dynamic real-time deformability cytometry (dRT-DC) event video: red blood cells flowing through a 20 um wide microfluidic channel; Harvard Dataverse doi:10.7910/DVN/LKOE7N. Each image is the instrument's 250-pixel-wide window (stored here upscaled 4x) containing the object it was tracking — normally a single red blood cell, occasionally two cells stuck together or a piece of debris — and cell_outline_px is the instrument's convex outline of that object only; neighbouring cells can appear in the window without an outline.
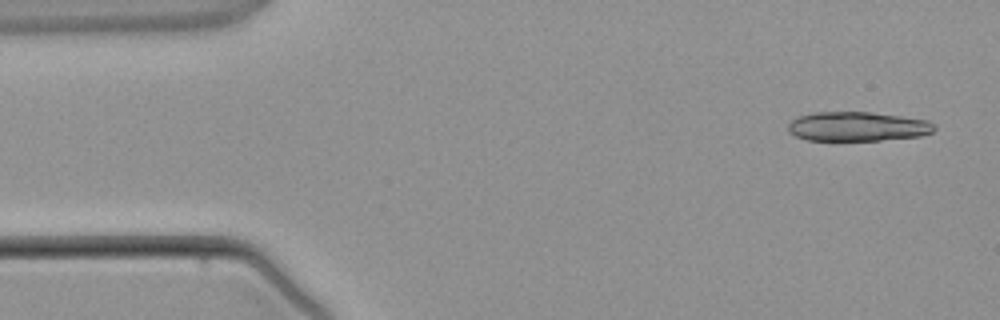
{"species": "common noctule bat (a hibernating species)", "species_latin": "Nyctalus noctula", "temperature_condition": "warm", "stored_images_in_passage": 4, "camera_frame_rate_fps": 3000, "um_per_image_px": 0.085, "animal": {"sex": "male", "body_mass_g": 21.5, "forearm_length_mm": 52.0}, "frame": {"image": 1, "passage_image": 1, "time_ms": 0.0, "image_size_px": [1000, 320], "cell_outline_px": [[936, 128], [932, 132], [920, 136], [880, 140], [808, 140], [796, 136], [788, 132], [788, 124], [792, 120], [800, 116], [812, 112], [872, 112], [928, 120], [936, 124]], "centroid_in_image_um": [72.9, 10.75], "position_along_channel_um": 12.1, "area_um2": 25.03}}